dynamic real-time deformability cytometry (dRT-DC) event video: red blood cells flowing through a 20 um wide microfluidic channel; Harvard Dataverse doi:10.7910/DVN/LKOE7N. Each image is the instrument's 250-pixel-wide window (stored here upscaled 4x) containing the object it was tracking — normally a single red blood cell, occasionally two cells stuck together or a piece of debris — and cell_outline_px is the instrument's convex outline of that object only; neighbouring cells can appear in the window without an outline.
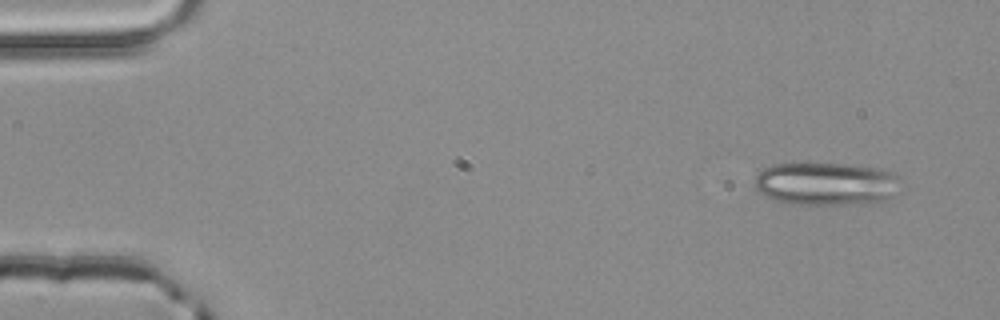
{"species": "common noctule bat (a hibernating species)", "species_latin": "Nyctalus noctula", "temperature_condition": "room temperature", "stored_images_in_passage": 3, "camera_frame_rate_fps": 3000, "um_per_image_px": 0.085, "animal": {"sex": "male", "body_mass_g": 20.4}, "frame": {"image": 1, "passage_image": 1, "time_ms": 0.0, "image_size_px": [1000, 320], "cell_outline_px": [[904, 180], [900, 192], [880, 204], [792, 204], [772, 200], [760, 192], [756, 188], [756, 176], [764, 168], [772, 164], [840, 164], [884, 168], [892, 172]], "centroid_in_image_um": [70.37, 15.64], "position_along_channel_um": 14.6, "area_um2": 37.4}}